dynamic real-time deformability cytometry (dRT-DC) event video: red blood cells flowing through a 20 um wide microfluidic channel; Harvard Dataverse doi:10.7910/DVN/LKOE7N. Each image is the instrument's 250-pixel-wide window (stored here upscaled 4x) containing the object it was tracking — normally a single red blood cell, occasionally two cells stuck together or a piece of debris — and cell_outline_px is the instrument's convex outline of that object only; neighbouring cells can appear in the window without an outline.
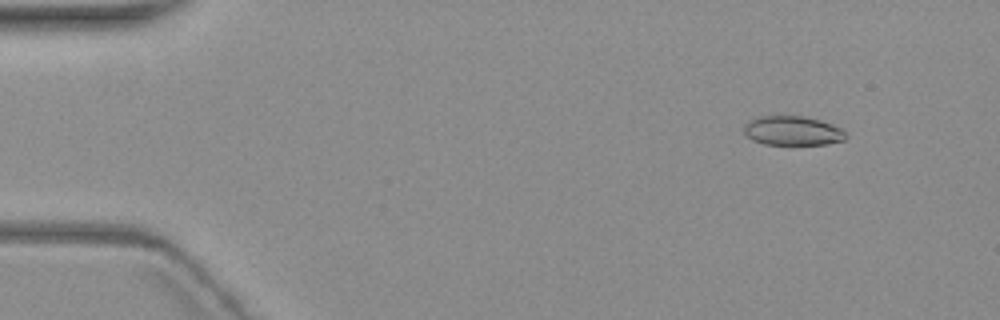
{"species": "common noctule bat (a hibernating species)", "species_latin": "Nyctalus noctula", "temperature_condition": "warm", "stored_images_in_passage": 6, "camera_frame_rate_fps": 3000, "um_per_image_px": 0.085, "animal": {"sex": "female", "body_mass_g": 19.3, "forearm_length_mm": 54.1}, "frame": {"image": 1, "passage_image": 2, "time_ms": 1.333, "image_size_px": [1000, 320], "cell_outline_px": [[848, 136], [844, 140], [828, 144], [764, 144], [752, 140], [744, 132], [744, 124], [748, 120], [756, 116], [804, 116], [820, 120], [832, 124], [840, 128]], "centroid_in_image_um": [67.35, 11.1], "position_along_channel_um": 17.6, "area_um2": 17.46}}